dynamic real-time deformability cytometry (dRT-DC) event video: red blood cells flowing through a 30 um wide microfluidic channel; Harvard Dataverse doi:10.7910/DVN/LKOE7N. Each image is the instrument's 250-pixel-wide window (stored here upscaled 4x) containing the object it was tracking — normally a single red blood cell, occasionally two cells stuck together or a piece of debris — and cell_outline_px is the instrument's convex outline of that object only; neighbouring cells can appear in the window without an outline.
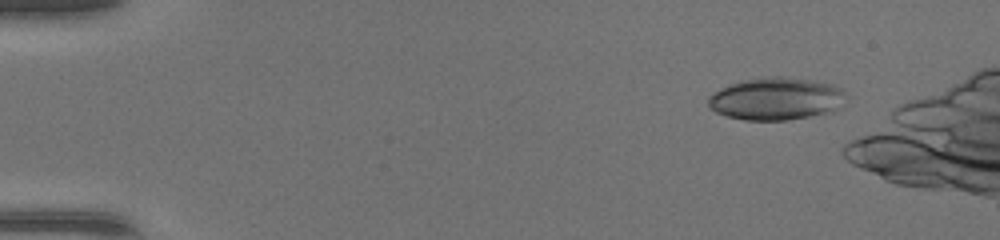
{"species": "common noctule bat (a hibernating species)", "species_latin": "Nyctalus noctula", "temperature_condition": "warm", "stored_images_in_passage": 43, "camera_frame_rate_fps": 3000, "um_per_image_px": 0.085, "animal": {"sex": "female", "body_mass_g": 17.0, "forearm_length_mm": 48.0}, "frame": {"image": 1, "passage_image": 6, "time_ms": 1.667, "image_size_px": [1000, 240], "cell_outline_px": [[848, 96], [840, 108], [832, 112], [788, 120], [744, 120], [728, 116], [716, 112], [708, 108], [708, 96], [720, 88], [744, 80], [772, 76], [784, 76], [832, 84], [840, 88]], "centroid_in_image_um": [65.99, 8.4], "position_along_channel_um": 19.0, "area_um2": 34.22}}
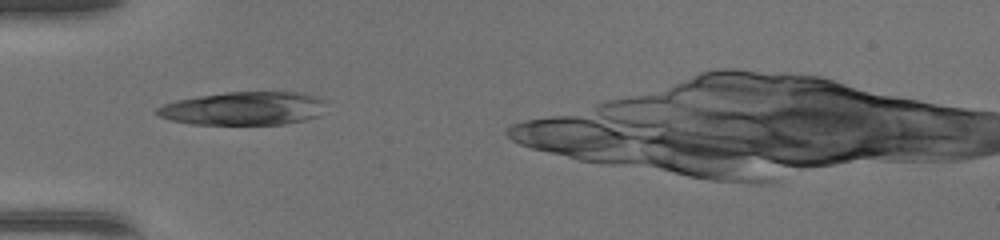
{"frame": {"image": 2, "passage_image": 17, "time_ms": 5.333, "image_size_px": [1000, 240], "cell_outline_px": [[324, 100], [320, 116], [304, 120], [284, 124], [192, 124], [172, 120], [160, 116], [156, 112], [156, 108], [164, 104], [176, 100], [200, 96], [228, 92], [304, 92], [320, 96]], "centroid_in_image_um": [20.76, 9.21], "position_along_channel_um": 64.2, "area_um2": 32.77}}